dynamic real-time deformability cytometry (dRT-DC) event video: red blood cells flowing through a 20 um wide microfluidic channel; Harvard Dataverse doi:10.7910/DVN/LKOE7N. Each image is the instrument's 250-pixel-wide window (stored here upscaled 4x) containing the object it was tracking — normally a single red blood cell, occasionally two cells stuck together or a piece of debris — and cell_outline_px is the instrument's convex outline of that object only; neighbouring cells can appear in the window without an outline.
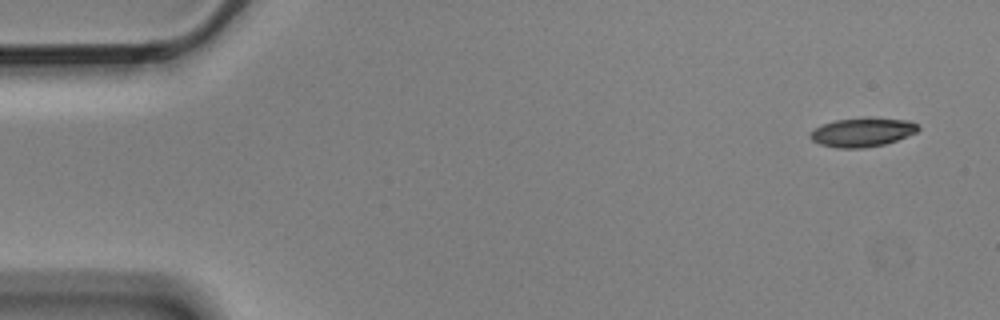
{"species": "Egyptian fruit bat (a non-hibernating species)", "species_latin": "Rousettus aegyptiacus", "temperature_condition": "cold", "stored_images_in_passage": 6, "camera_frame_rate_fps": 3000, "um_per_image_px": 0.085, "animal": {"sex": "male"}, "frame": {"image": 1, "passage_image": 1, "time_ms": 0.0, "image_size_px": [1000, 320], "cell_outline_px": [[920, 128], [916, 132], [896, 140], [884, 144], [864, 148], [836, 148], [820, 144], [812, 140], [808, 136], [808, 132], [824, 124], [836, 120], [864, 116], [908, 120], [916, 124]], "centroid_in_image_um": [73.27, 11.22], "position_along_channel_um": 11.7, "area_um2": 18.38}}
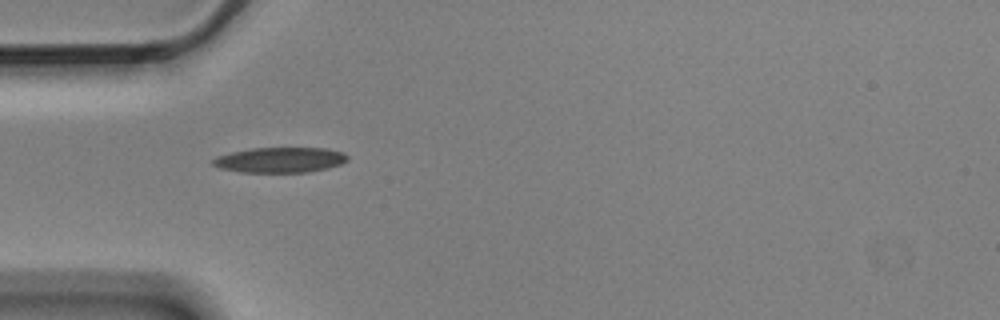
{"frame": {"image": 2, "passage_image": 5, "time_ms": 1.333, "image_size_px": [1000, 320], "cell_outline_px": [[348, 160], [340, 164], [328, 168], [308, 172], [240, 172], [220, 168], [212, 164], [212, 160], [216, 156], [232, 152], [252, 148], [328, 148], [344, 152], [348, 156]], "centroid_in_image_um": [23.82, 13.59], "position_along_channel_um": 61.2, "area_um2": 19.88}}
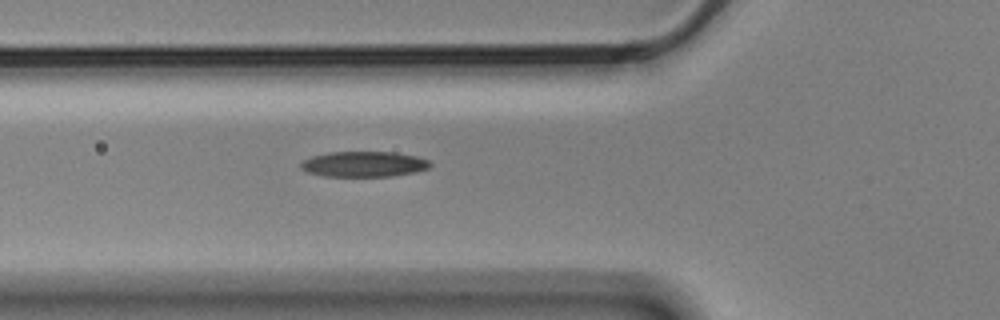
{"frame": {"image": 3, "passage_image": 6, "time_ms": 1.667, "image_size_px": [1000, 320], "cell_outline_px": [[432, 164], [428, 168], [416, 172], [392, 176], [324, 176], [308, 172], [300, 168], [300, 164], [304, 160], [312, 156], [328, 152], [392, 152], [416, 156], [428, 160]], "centroid_in_image_um": [30.93, 13.95], "position_along_channel_um": 94.9, "area_um2": 19.13}}